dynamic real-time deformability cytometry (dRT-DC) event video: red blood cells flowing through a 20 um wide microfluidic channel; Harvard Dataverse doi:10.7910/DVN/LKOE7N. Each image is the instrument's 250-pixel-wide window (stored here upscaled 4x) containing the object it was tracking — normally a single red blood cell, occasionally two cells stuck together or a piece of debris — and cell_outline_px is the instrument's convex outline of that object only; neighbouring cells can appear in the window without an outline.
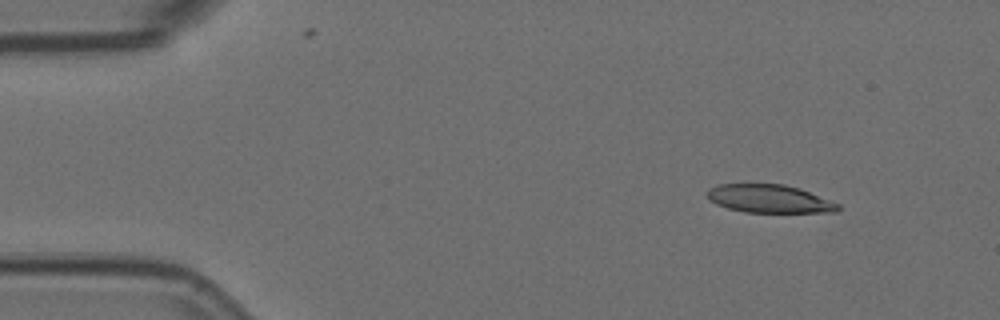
{"species": "Egyptian fruit bat (a non-hibernating species)", "species_latin": "Rousettus aegyptiacus", "temperature_condition": "room temperature", "stored_images_in_passage": 3, "camera_frame_rate_fps": 3000, "um_per_image_px": 0.085, "animal": {"sex": "female"}, "frame": {"image": 1, "passage_image": 1, "time_ms": 0.0, "image_size_px": [1000, 320], "cell_outline_px": [[840, 208], [836, 212], [744, 212], [728, 208], [716, 204], [704, 192], [708, 188], [716, 184], [784, 184], [800, 188], [840, 204]], "centroid_in_image_um": [65.38, 16.88], "position_along_channel_um": 19.6, "area_um2": 21.5}}
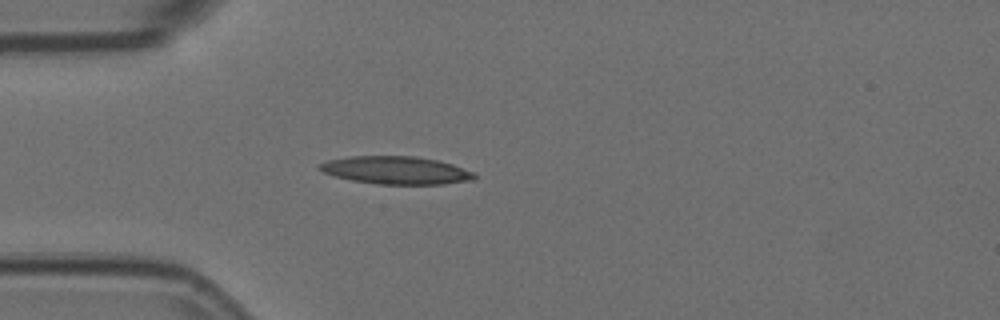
{"frame": {"image": 2, "passage_image": 3, "time_ms": 0.667, "image_size_px": [1000, 320], "cell_outline_px": [[476, 176], [472, 180], [444, 184], [376, 184], [352, 180], [336, 176], [324, 172], [316, 168], [316, 164], [328, 160], [352, 156], [416, 156], [436, 160], [452, 164], [472, 172]], "centroid_in_image_um": [33.62, 14.47], "position_along_channel_um": 51.4, "area_um2": 24.97}}